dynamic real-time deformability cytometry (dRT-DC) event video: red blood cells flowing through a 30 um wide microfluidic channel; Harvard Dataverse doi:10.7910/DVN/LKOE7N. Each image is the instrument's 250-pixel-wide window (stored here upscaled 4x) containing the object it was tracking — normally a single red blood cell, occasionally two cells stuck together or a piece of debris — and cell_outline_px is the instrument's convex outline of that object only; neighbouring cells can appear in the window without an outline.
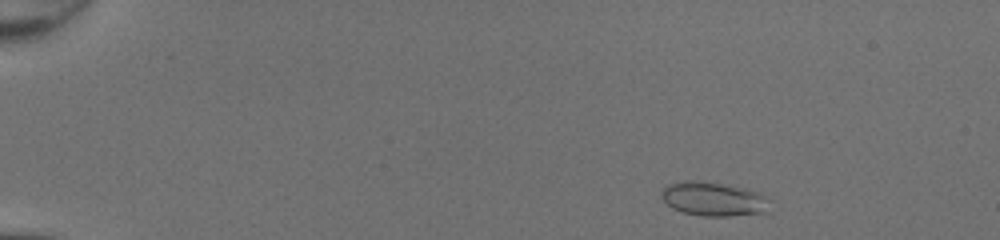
{"species": "common noctule bat (a hibernating species)", "species_latin": "Nyctalus noctula", "temperature_condition": "room temperature", "stored_images_in_passage": 45, "camera_frame_rate_fps": 3000, "um_per_image_px": 0.085, "animal": {"sex": "female", "body_mass_g": 20.0, "forearm_length_mm": 54.0}, "frame": {"image": 1, "passage_image": 3, "time_ms": 0.667, "image_size_px": [1000, 240], "cell_outline_px": [[768, 212], [732, 216], [700, 216], [684, 212], [672, 208], [660, 196], [660, 192], [668, 184], [684, 180], [704, 180], [744, 188], [760, 192], [768, 200]], "centroid_in_image_um": [60.63, 16.9], "position_along_channel_um": 24.4, "area_um2": 21.68}}
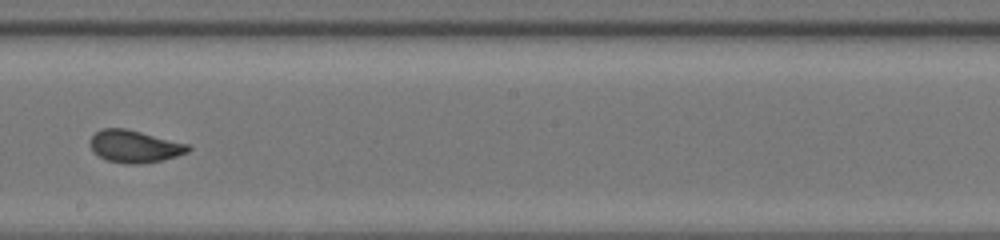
{"frame": {"image": 2, "passage_image": 26, "time_ms": 8.333, "image_size_px": [1000, 240], "cell_outline_px": [[192, 148], [188, 152], [176, 156], [160, 160], [140, 164], [128, 164], [108, 160], [92, 152], [88, 140], [96, 132], [104, 128], [124, 128], [188, 144]], "centroid_in_image_um": [11.4, 12.44], "position_along_channel_um": 236.8, "area_um2": 18.26}}
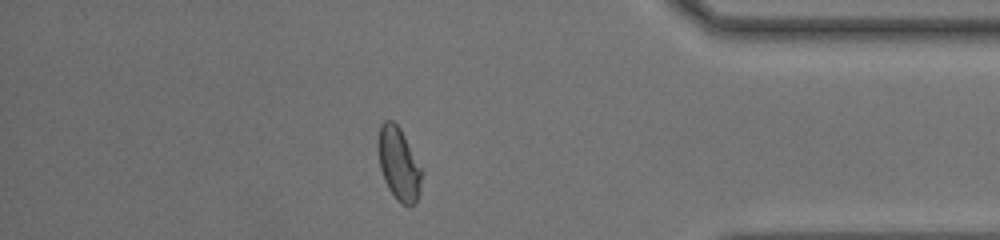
{"frame": {"image": 3, "passage_image": 39, "time_ms": 12.667, "image_size_px": [1000, 240], "cell_outline_px": [[424, 172], [420, 192], [416, 204], [400, 204], [396, 200], [388, 188], [384, 180], [380, 168], [376, 148], [376, 140], [380, 124], [384, 120], [392, 120], [400, 128]], "centroid_in_image_um": [33.88, 13.92], "position_along_channel_um": 401.3, "area_um2": 19.07}, "authors_computed_cell_mechanics": {"area_um2": 19.074, "velocity_mm_per_s": 4.3275, "shape_relaxation_time_tau1_ms": 7.0871, "shape_relaxation_time_tau2_ms": null, "deformation_change_tau1": 0.1903, "deformation_change_tau2": null}}